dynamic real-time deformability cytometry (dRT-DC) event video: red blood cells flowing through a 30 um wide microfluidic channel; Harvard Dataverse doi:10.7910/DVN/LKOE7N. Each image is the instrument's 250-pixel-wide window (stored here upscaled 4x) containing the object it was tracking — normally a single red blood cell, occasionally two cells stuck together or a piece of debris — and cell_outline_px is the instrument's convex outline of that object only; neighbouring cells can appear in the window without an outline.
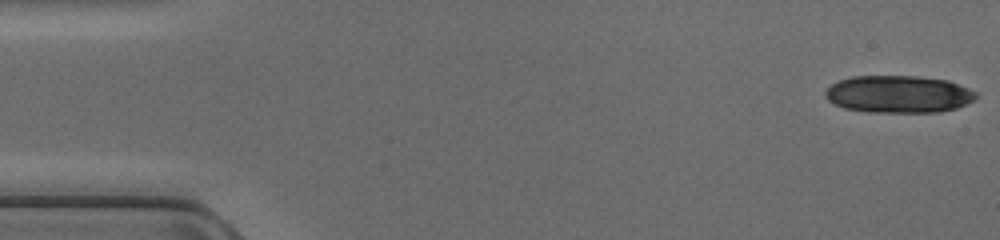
{"species": "common noctule bat (a hibernating species)", "species_latin": "Nyctalus noctula", "temperature_condition": "cold", "stored_images_in_passage": 47, "camera_frame_rate_fps": 3000, "um_per_image_px": 0.085, "animal": {"sex": "female", "body_mass_g": 17.0, "forearm_length_mm": 48.0}, "frame": {"image": 1, "passage_image": 1, "time_ms": 0.0, "image_size_px": [1000, 240], "cell_outline_px": [[976, 100], [956, 108], [940, 112], [868, 112], [844, 108], [828, 100], [824, 96], [824, 92], [832, 84], [840, 80], [852, 76], [916, 76], [948, 80], [968, 88], [976, 92]], "centroid_in_image_um": [76.38, 8.01], "position_along_channel_um": 8.6, "area_um2": 32.83}}
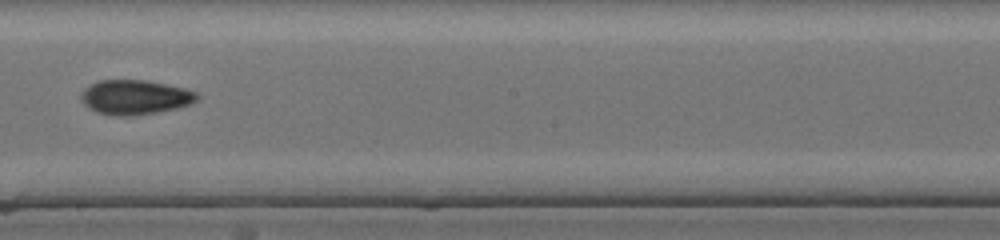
{"frame": {"image": 2, "passage_image": 27, "time_ms": 8.667, "image_size_px": [1000, 240], "cell_outline_px": [[200, 96], [192, 104], [176, 108], [156, 112], [124, 116], [116, 116], [96, 112], [88, 108], [84, 104], [80, 96], [84, 88], [100, 80], [148, 80], [184, 88], [196, 92]], "centroid_in_image_um": [11.48, 8.26], "position_along_channel_um": 236.7, "area_um2": 23.29}}
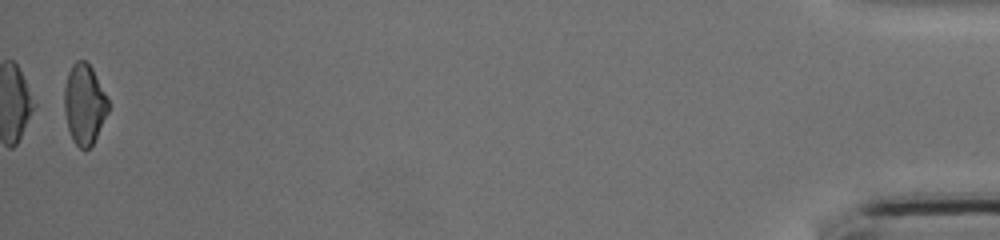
{"frame": {"image": 3, "passage_image": 47, "time_ms": 15.333, "image_size_px": [1000, 240], "cell_outline_px": [[108, 112], [92, 144], [88, 148], [80, 148], [72, 140], [68, 128], [64, 112], [64, 88], [68, 72], [72, 64], [76, 60], [84, 60], [92, 68], [108, 100]], "centroid_in_image_um": [7.14, 8.84], "position_along_channel_um": 428.1, "area_um2": 20.29}}